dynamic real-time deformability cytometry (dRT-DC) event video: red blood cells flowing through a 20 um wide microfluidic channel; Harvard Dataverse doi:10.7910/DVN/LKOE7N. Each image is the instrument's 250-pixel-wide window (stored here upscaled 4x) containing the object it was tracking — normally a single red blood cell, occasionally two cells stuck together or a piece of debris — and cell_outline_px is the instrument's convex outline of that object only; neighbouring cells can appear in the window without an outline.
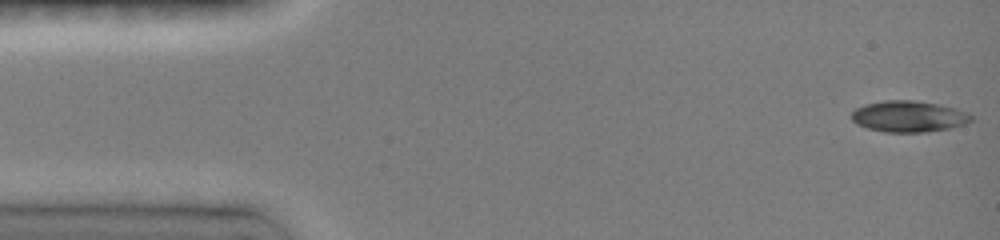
{"species": "common noctule bat (a hibernating species)", "species_latin": "Nyctalus noctula", "temperature_condition": "room temperature", "stored_images_in_passage": 8, "camera_frame_rate_fps": 3000, "um_per_image_px": 0.085, "animal": {"sex": "female", "body_mass_g": 19.0, "forearm_length_mm": 51.5}, "frame": {"image": 1, "passage_image": 1, "time_ms": 0.0, "image_size_px": [1000, 240], "cell_outline_px": [[972, 120], [964, 124], [948, 128], [924, 132], [884, 132], [868, 128], [852, 120], [852, 112], [856, 108], [864, 104], [884, 100], [912, 100], [940, 104], [956, 108], [968, 112], [972, 116]], "centroid_in_image_um": [77.25, 9.88], "position_along_channel_um": 7.7, "area_um2": 21.68}}
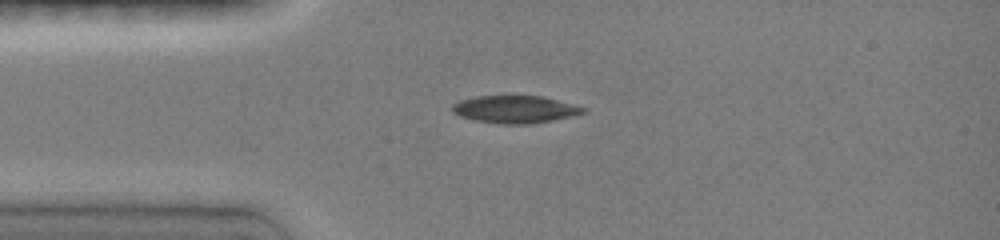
{"frame": {"image": 2, "passage_image": 7, "time_ms": 3.333, "image_size_px": [1000, 240], "cell_outline_px": [[588, 112], [572, 116], [552, 120], [528, 124], [500, 124], [476, 120], [460, 116], [452, 112], [452, 104], [460, 100], [476, 96], [508, 92], [544, 96], [588, 108]], "centroid_in_image_um": [43.79, 9.23], "position_along_channel_um": 41.2, "area_um2": 22.02}}